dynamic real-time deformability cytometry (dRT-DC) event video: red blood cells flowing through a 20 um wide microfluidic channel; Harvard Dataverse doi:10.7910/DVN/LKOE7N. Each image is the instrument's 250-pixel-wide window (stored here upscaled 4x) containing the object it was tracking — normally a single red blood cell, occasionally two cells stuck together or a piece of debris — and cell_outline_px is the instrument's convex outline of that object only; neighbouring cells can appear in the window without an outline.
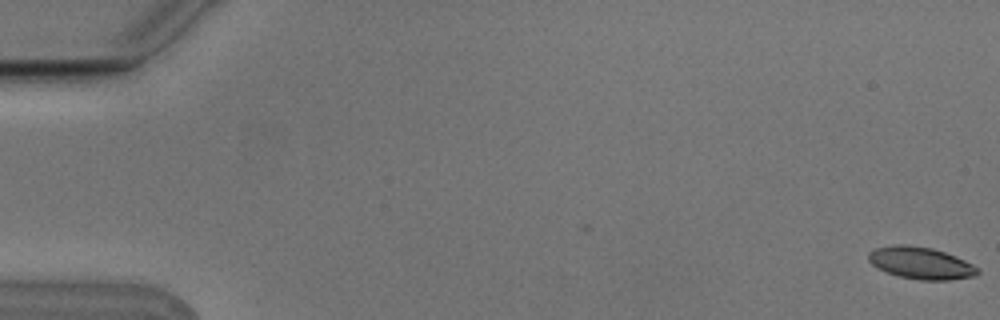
{"species": "Egyptian fruit bat (a non-hibernating species)", "species_latin": "Rousettus aegyptiacus", "temperature_condition": "cold", "stored_images_in_passage": 2, "camera_frame_rate_fps": 3000, "um_per_image_px": 0.085, "animal": {"sex": "male"}, "frame": {"image": 1, "passage_image": 2, "time_ms": 0.333, "image_size_px": [1000, 320], "cell_outline_px": [[980, 272], [976, 276], [948, 280], [920, 280], [900, 276], [888, 272], [872, 264], [868, 260], [868, 252], [876, 248], [896, 244], [904, 244], [932, 248], [956, 256], [980, 268]], "centroid_in_image_um": [78.3, 22.35], "position_along_channel_um": 6.7, "area_um2": 20.29}}